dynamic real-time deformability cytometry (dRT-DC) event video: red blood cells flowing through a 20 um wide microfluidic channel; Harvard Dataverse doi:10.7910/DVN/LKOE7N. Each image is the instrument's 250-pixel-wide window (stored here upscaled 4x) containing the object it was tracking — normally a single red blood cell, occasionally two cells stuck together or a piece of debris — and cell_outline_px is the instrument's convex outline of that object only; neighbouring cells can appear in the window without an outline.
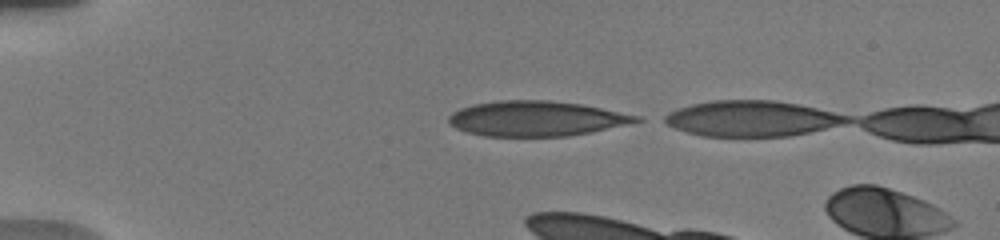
{"species": "human", "species_latin": "Homo sapiens", "temperature_condition": "warm", "stored_images_in_passage": 3, "camera_frame_rate_fps": 3000, "um_per_image_px": 0.085, "donor": {"sex": "male"}, "frame": {"image": 1, "passage_image": 1, "time_ms": 0.0, "image_size_px": [1000, 240], "cell_outline_px": [[644, 120], [628, 124], [568, 136], [484, 136], [468, 132], [456, 128], [448, 120], [448, 116], [452, 112], [460, 108], [472, 104], [500, 100], [548, 100], [580, 104], [640, 116]], "centroid_in_image_um": [45.55, 10.07], "position_along_channel_um": 39.5, "area_um2": 38.09}}